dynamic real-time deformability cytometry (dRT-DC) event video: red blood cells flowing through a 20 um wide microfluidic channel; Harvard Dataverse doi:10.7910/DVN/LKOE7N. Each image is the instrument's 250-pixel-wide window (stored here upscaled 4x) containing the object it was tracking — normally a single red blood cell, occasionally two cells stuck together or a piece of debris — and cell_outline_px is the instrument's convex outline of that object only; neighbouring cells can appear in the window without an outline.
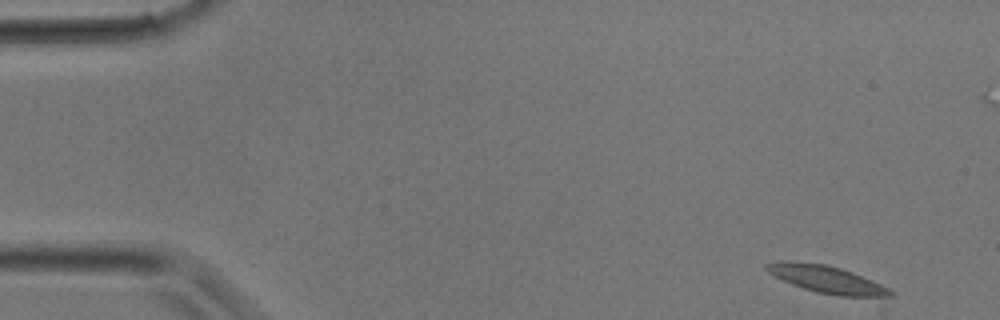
{"species": "common noctule bat (a hibernating species)", "species_latin": "Nyctalus noctula", "temperature_condition": "room temperature", "stored_images_in_passage": 4, "camera_frame_rate_fps": 3000, "um_per_image_px": 0.085, "animal": {"sex": "male", "body_mass_g": 17.9}, "frame": {"image": 1, "passage_image": 1, "time_ms": 0.0, "image_size_px": [1000, 320], "cell_outline_px": [[892, 296], [884, 300], [840, 296], [816, 292], [792, 284], [768, 272], [764, 268], [764, 264], [780, 260], [788, 260], [824, 264], [840, 268], [852, 272], [880, 284], [888, 288], [892, 292]], "centroid_in_image_um": [70.34, 23.78], "position_along_channel_um": 14.7, "area_um2": 20.11}}